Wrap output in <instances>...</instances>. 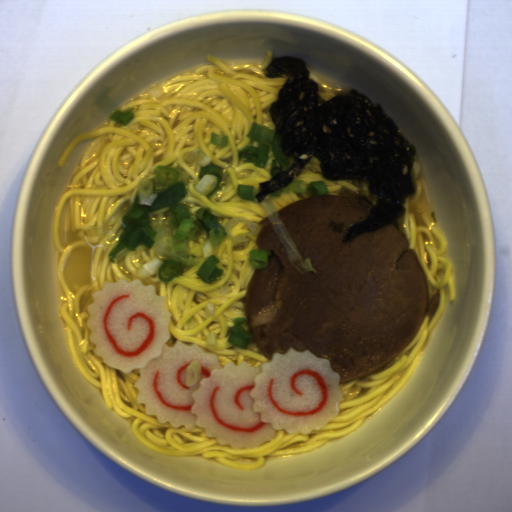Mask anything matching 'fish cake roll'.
Here are the masks:
<instances>
[{
	"label": "fish cake roll",
	"instance_id": "obj_1",
	"mask_svg": "<svg viewBox=\"0 0 512 512\" xmlns=\"http://www.w3.org/2000/svg\"><path fill=\"white\" fill-rule=\"evenodd\" d=\"M91 297L86 325L94 354L126 375L139 371L136 403L156 422L186 431L199 426L220 445L248 450L272 440L277 430L310 434L340 413V374L306 347L289 345L258 367L244 360L222 366L197 343L165 344L171 312L155 284L104 280ZM194 360L202 372L190 387L185 368Z\"/></svg>",
	"mask_w": 512,
	"mask_h": 512
}]
</instances>
